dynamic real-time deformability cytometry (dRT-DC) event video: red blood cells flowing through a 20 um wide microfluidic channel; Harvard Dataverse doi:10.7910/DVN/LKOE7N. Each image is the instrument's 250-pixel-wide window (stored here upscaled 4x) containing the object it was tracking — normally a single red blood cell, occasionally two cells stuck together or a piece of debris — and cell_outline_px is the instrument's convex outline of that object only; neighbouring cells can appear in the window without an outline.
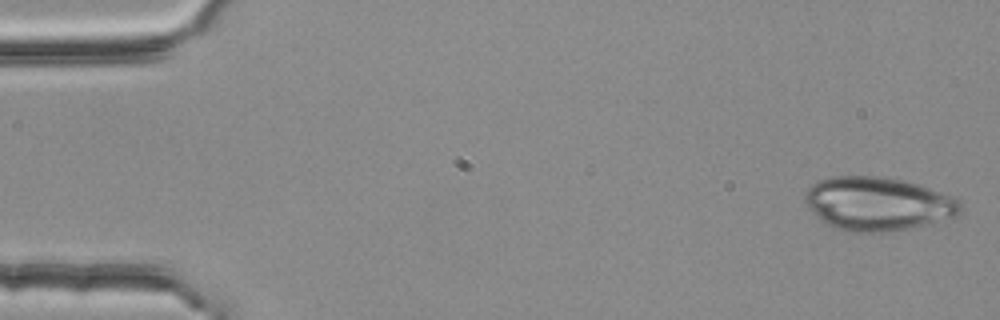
{"species": "common noctule bat (a hibernating species)", "species_latin": "Nyctalus noctula", "temperature_condition": "room temperature", "stored_images_in_passage": 4, "segment_of_instrument_passage": [1, 2], "camera_frame_rate_fps": 3000, "um_per_image_px": 0.085, "animal": {"sex": "female", "body_mass_g": 25.1}, "frame": {"image": 1, "passage_image": 1, "time_ms": 0.0, "image_size_px": [1000, 320], "cell_outline_px": [[964, 208], [960, 216], [892, 232], [848, 232], [832, 228], [820, 220], [804, 204], [804, 196], [808, 188], [816, 180], [832, 176], [884, 176], [904, 180], [920, 184], [952, 196]], "centroid_in_image_um": [74.59, 17.32], "position_along_channel_um": 10.4, "area_um2": 49.36}}